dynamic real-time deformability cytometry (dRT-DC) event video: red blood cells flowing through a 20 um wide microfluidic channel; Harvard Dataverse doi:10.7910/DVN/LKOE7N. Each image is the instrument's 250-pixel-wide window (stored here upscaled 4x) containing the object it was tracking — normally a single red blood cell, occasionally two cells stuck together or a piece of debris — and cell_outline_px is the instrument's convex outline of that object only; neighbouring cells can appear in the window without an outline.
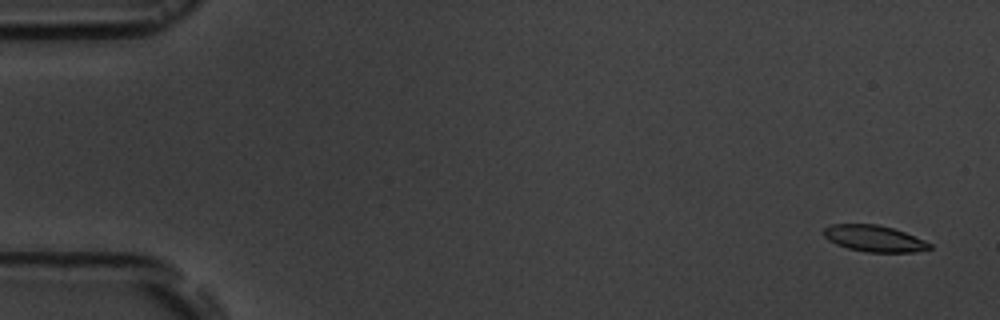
{"species": "common noctule bat (a hibernating species)", "species_latin": "Nyctalus noctula", "temperature_condition": "room temperature", "stored_images_in_passage": 5, "camera_frame_rate_fps": 3000, "um_per_image_px": 0.085, "animal": {"sex": "male", "body_mass_g": 19.5, "forearm_length_mm": 54.6}, "frame": {"image": 1, "passage_image": 1, "time_ms": 0.0, "image_size_px": [1000, 320], "cell_outline_px": [[932, 248], [912, 252], [868, 252], [848, 248], [836, 244], [828, 240], [824, 236], [824, 228], [832, 224], [876, 224], [892, 228], [904, 232], [924, 240], [932, 244]], "centroid_in_image_um": [74.3, 20.27], "position_along_channel_um": 10.7, "area_um2": 16.13}}